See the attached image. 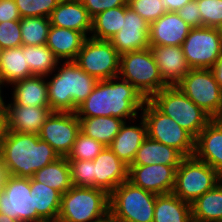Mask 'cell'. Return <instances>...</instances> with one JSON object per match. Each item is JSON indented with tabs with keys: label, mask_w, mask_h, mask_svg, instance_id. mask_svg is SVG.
Masks as SVG:
<instances>
[{
	"label": "cell",
	"mask_w": 222,
	"mask_h": 222,
	"mask_svg": "<svg viewBox=\"0 0 222 222\" xmlns=\"http://www.w3.org/2000/svg\"><path fill=\"white\" fill-rule=\"evenodd\" d=\"M193 222H222V180L191 204Z\"/></svg>",
	"instance_id": "4dcf8cb0"
},
{
	"label": "cell",
	"mask_w": 222,
	"mask_h": 222,
	"mask_svg": "<svg viewBox=\"0 0 222 222\" xmlns=\"http://www.w3.org/2000/svg\"><path fill=\"white\" fill-rule=\"evenodd\" d=\"M149 28L150 23L126 5L122 28L110 42L119 54L148 48Z\"/></svg>",
	"instance_id": "2e32d148"
},
{
	"label": "cell",
	"mask_w": 222,
	"mask_h": 222,
	"mask_svg": "<svg viewBox=\"0 0 222 222\" xmlns=\"http://www.w3.org/2000/svg\"><path fill=\"white\" fill-rule=\"evenodd\" d=\"M159 74L167 86H176L191 70L182 46H150Z\"/></svg>",
	"instance_id": "ffe728a7"
},
{
	"label": "cell",
	"mask_w": 222,
	"mask_h": 222,
	"mask_svg": "<svg viewBox=\"0 0 222 222\" xmlns=\"http://www.w3.org/2000/svg\"><path fill=\"white\" fill-rule=\"evenodd\" d=\"M10 86L12 88L8 87L7 91L11 90L10 95L12 96L8 100H11L13 104L49 107L46 76L33 75L29 78L15 81Z\"/></svg>",
	"instance_id": "cb8c5ba5"
},
{
	"label": "cell",
	"mask_w": 222,
	"mask_h": 222,
	"mask_svg": "<svg viewBox=\"0 0 222 222\" xmlns=\"http://www.w3.org/2000/svg\"><path fill=\"white\" fill-rule=\"evenodd\" d=\"M125 6L110 8L92 18L91 38L110 41L121 30Z\"/></svg>",
	"instance_id": "d6a6232c"
},
{
	"label": "cell",
	"mask_w": 222,
	"mask_h": 222,
	"mask_svg": "<svg viewBox=\"0 0 222 222\" xmlns=\"http://www.w3.org/2000/svg\"><path fill=\"white\" fill-rule=\"evenodd\" d=\"M21 18H49L60 0H14Z\"/></svg>",
	"instance_id": "8d00e7d4"
},
{
	"label": "cell",
	"mask_w": 222,
	"mask_h": 222,
	"mask_svg": "<svg viewBox=\"0 0 222 222\" xmlns=\"http://www.w3.org/2000/svg\"><path fill=\"white\" fill-rule=\"evenodd\" d=\"M182 49L191 69H211L222 52L218 29L206 26L191 28Z\"/></svg>",
	"instance_id": "7c38bea8"
},
{
	"label": "cell",
	"mask_w": 222,
	"mask_h": 222,
	"mask_svg": "<svg viewBox=\"0 0 222 222\" xmlns=\"http://www.w3.org/2000/svg\"><path fill=\"white\" fill-rule=\"evenodd\" d=\"M73 186L95 188L93 160H68Z\"/></svg>",
	"instance_id": "74e56055"
},
{
	"label": "cell",
	"mask_w": 222,
	"mask_h": 222,
	"mask_svg": "<svg viewBox=\"0 0 222 222\" xmlns=\"http://www.w3.org/2000/svg\"><path fill=\"white\" fill-rule=\"evenodd\" d=\"M8 176L9 175H8L7 169H6V167L3 163V160L0 156V191L3 189Z\"/></svg>",
	"instance_id": "c3c4849f"
},
{
	"label": "cell",
	"mask_w": 222,
	"mask_h": 222,
	"mask_svg": "<svg viewBox=\"0 0 222 222\" xmlns=\"http://www.w3.org/2000/svg\"><path fill=\"white\" fill-rule=\"evenodd\" d=\"M79 132L80 122L75 112L52 111L41 128L39 138L51 145L60 157H67Z\"/></svg>",
	"instance_id": "5bb4252c"
},
{
	"label": "cell",
	"mask_w": 222,
	"mask_h": 222,
	"mask_svg": "<svg viewBox=\"0 0 222 222\" xmlns=\"http://www.w3.org/2000/svg\"><path fill=\"white\" fill-rule=\"evenodd\" d=\"M191 28L177 12H166L150 23L149 45L182 46Z\"/></svg>",
	"instance_id": "d6986e66"
},
{
	"label": "cell",
	"mask_w": 222,
	"mask_h": 222,
	"mask_svg": "<svg viewBox=\"0 0 222 222\" xmlns=\"http://www.w3.org/2000/svg\"><path fill=\"white\" fill-rule=\"evenodd\" d=\"M32 75L48 76L60 63L47 45H22Z\"/></svg>",
	"instance_id": "836d02e7"
},
{
	"label": "cell",
	"mask_w": 222,
	"mask_h": 222,
	"mask_svg": "<svg viewBox=\"0 0 222 222\" xmlns=\"http://www.w3.org/2000/svg\"><path fill=\"white\" fill-rule=\"evenodd\" d=\"M162 113L176 121L194 139L212 118L177 86H167L149 99Z\"/></svg>",
	"instance_id": "5b68a950"
},
{
	"label": "cell",
	"mask_w": 222,
	"mask_h": 222,
	"mask_svg": "<svg viewBox=\"0 0 222 222\" xmlns=\"http://www.w3.org/2000/svg\"><path fill=\"white\" fill-rule=\"evenodd\" d=\"M46 79L49 107L58 112H75L98 82L74 61H60Z\"/></svg>",
	"instance_id": "3957f363"
},
{
	"label": "cell",
	"mask_w": 222,
	"mask_h": 222,
	"mask_svg": "<svg viewBox=\"0 0 222 222\" xmlns=\"http://www.w3.org/2000/svg\"><path fill=\"white\" fill-rule=\"evenodd\" d=\"M0 222H19V221H16L13 218H10L9 216H6L5 214L0 213Z\"/></svg>",
	"instance_id": "681fc988"
},
{
	"label": "cell",
	"mask_w": 222,
	"mask_h": 222,
	"mask_svg": "<svg viewBox=\"0 0 222 222\" xmlns=\"http://www.w3.org/2000/svg\"><path fill=\"white\" fill-rule=\"evenodd\" d=\"M177 14L192 28L202 26L201 14L196 0L185 4L177 11Z\"/></svg>",
	"instance_id": "7bdbcfd3"
},
{
	"label": "cell",
	"mask_w": 222,
	"mask_h": 222,
	"mask_svg": "<svg viewBox=\"0 0 222 222\" xmlns=\"http://www.w3.org/2000/svg\"><path fill=\"white\" fill-rule=\"evenodd\" d=\"M153 222H193L191 204L173 193L157 195Z\"/></svg>",
	"instance_id": "f546056e"
},
{
	"label": "cell",
	"mask_w": 222,
	"mask_h": 222,
	"mask_svg": "<svg viewBox=\"0 0 222 222\" xmlns=\"http://www.w3.org/2000/svg\"><path fill=\"white\" fill-rule=\"evenodd\" d=\"M80 131L88 137L109 147L120 132L124 120L113 116L78 117Z\"/></svg>",
	"instance_id": "83f0119b"
},
{
	"label": "cell",
	"mask_w": 222,
	"mask_h": 222,
	"mask_svg": "<svg viewBox=\"0 0 222 222\" xmlns=\"http://www.w3.org/2000/svg\"><path fill=\"white\" fill-rule=\"evenodd\" d=\"M176 86L212 119L222 118V88L210 69H191Z\"/></svg>",
	"instance_id": "30bf717a"
},
{
	"label": "cell",
	"mask_w": 222,
	"mask_h": 222,
	"mask_svg": "<svg viewBox=\"0 0 222 222\" xmlns=\"http://www.w3.org/2000/svg\"><path fill=\"white\" fill-rule=\"evenodd\" d=\"M160 2L161 0H128V6L148 23H152L167 12Z\"/></svg>",
	"instance_id": "ab89813d"
},
{
	"label": "cell",
	"mask_w": 222,
	"mask_h": 222,
	"mask_svg": "<svg viewBox=\"0 0 222 222\" xmlns=\"http://www.w3.org/2000/svg\"><path fill=\"white\" fill-rule=\"evenodd\" d=\"M129 166L121 161L109 147H105L93 160L95 188L110 194L121 183L128 180Z\"/></svg>",
	"instance_id": "ac0fdd59"
},
{
	"label": "cell",
	"mask_w": 222,
	"mask_h": 222,
	"mask_svg": "<svg viewBox=\"0 0 222 222\" xmlns=\"http://www.w3.org/2000/svg\"><path fill=\"white\" fill-rule=\"evenodd\" d=\"M7 132L6 117L3 108L0 109V151Z\"/></svg>",
	"instance_id": "7dc6e473"
},
{
	"label": "cell",
	"mask_w": 222,
	"mask_h": 222,
	"mask_svg": "<svg viewBox=\"0 0 222 222\" xmlns=\"http://www.w3.org/2000/svg\"><path fill=\"white\" fill-rule=\"evenodd\" d=\"M0 45L3 50L23 45L20 21L0 23Z\"/></svg>",
	"instance_id": "60d3db41"
},
{
	"label": "cell",
	"mask_w": 222,
	"mask_h": 222,
	"mask_svg": "<svg viewBox=\"0 0 222 222\" xmlns=\"http://www.w3.org/2000/svg\"><path fill=\"white\" fill-rule=\"evenodd\" d=\"M214 75L215 80L218 82L222 88V52L218 60L214 63L210 69Z\"/></svg>",
	"instance_id": "bcb514c9"
},
{
	"label": "cell",
	"mask_w": 222,
	"mask_h": 222,
	"mask_svg": "<svg viewBox=\"0 0 222 222\" xmlns=\"http://www.w3.org/2000/svg\"><path fill=\"white\" fill-rule=\"evenodd\" d=\"M99 222H120L118 220H115L114 218H112L110 215L107 216L105 219L99 221Z\"/></svg>",
	"instance_id": "816d5d0a"
},
{
	"label": "cell",
	"mask_w": 222,
	"mask_h": 222,
	"mask_svg": "<svg viewBox=\"0 0 222 222\" xmlns=\"http://www.w3.org/2000/svg\"><path fill=\"white\" fill-rule=\"evenodd\" d=\"M2 52H3V48H2L1 45H0V57H1V55H2Z\"/></svg>",
	"instance_id": "db71d44e"
},
{
	"label": "cell",
	"mask_w": 222,
	"mask_h": 222,
	"mask_svg": "<svg viewBox=\"0 0 222 222\" xmlns=\"http://www.w3.org/2000/svg\"><path fill=\"white\" fill-rule=\"evenodd\" d=\"M221 180L222 176L206 162L198 160L195 156L185 157L176 169L172 193L192 204Z\"/></svg>",
	"instance_id": "ba28073f"
},
{
	"label": "cell",
	"mask_w": 222,
	"mask_h": 222,
	"mask_svg": "<svg viewBox=\"0 0 222 222\" xmlns=\"http://www.w3.org/2000/svg\"><path fill=\"white\" fill-rule=\"evenodd\" d=\"M146 137L147 126L140 115L136 119L124 122L109 148L121 161L130 166Z\"/></svg>",
	"instance_id": "7402d4cb"
},
{
	"label": "cell",
	"mask_w": 222,
	"mask_h": 222,
	"mask_svg": "<svg viewBox=\"0 0 222 222\" xmlns=\"http://www.w3.org/2000/svg\"><path fill=\"white\" fill-rule=\"evenodd\" d=\"M30 189L36 209V222H57L62 194L33 178H30Z\"/></svg>",
	"instance_id": "4316f807"
},
{
	"label": "cell",
	"mask_w": 222,
	"mask_h": 222,
	"mask_svg": "<svg viewBox=\"0 0 222 222\" xmlns=\"http://www.w3.org/2000/svg\"><path fill=\"white\" fill-rule=\"evenodd\" d=\"M156 196L124 181L109 194V215L120 222H153Z\"/></svg>",
	"instance_id": "8992f818"
},
{
	"label": "cell",
	"mask_w": 222,
	"mask_h": 222,
	"mask_svg": "<svg viewBox=\"0 0 222 222\" xmlns=\"http://www.w3.org/2000/svg\"><path fill=\"white\" fill-rule=\"evenodd\" d=\"M193 0H161V4L166 9L167 12H177L180 8H182L188 2Z\"/></svg>",
	"instance_id": "f6af8a7d"
},
{
	"label": "cell",
	"mask_w": 222,
	"mask_h": 222,
	"mask_svg": "<svg viewBox=\"0 0 222 222\" xmlns=\"http://www.w3.org/2000/svg\"><path fill=\"white\" fill-rule=\"evenodd\" d=\"M218 32H219V36H220V43H221V48H222V26L218 27Z\"/></svg>",
	"instance_id": "f5cc1de1"
},
{
	"label": "cell",
	"mask_w": 222,
	"mask_h": 222,
	"mask_svg": "<svg viewBox=\"0 0 222 222\" xmlns=\"http://www.w3.org/2000/svg\"><path fill=\"white\" fill-rule=\"evenodd\" d=\"M184 158L185 156L177 149L147 136L137 150L131 165L163 164L177 169Z\"/></svg>",
	"instance_id": "484cf974"
},
{
	"label": "cell",
	"mask_w": 222,
	"mask_h": 222,
	"mask_svg": "<svg viewBox=\"0 0 222 222\" xmlns=\"http://www.w3.org/2000/svg\"><path fill=\"white\" fill-rule=\"evenodd\" d=\"M74 62L98 81L118 77L120 71V54L107 40L87 37Z\"/></svg>",
	"instance_id": "8fae6325"
},
{
	"label": "cell",
	"mask_w": 222,
	"mask_h": 222,
	"mask_svg": "<svg viewBox=\"0 0 222 222\" xmlns=\"http://www.w3.org/2000/svg\"><path fill=\"white\" fill-rule=\"evenodd\" d=\"M26 61L22 46L3 50L0 57V79L5 90L15 81L33 76Z\"/></svg>",
	"instance_id": "f1b7e54d"
},
{
	"label": "cell",
	"mask_w": 222,
	"mask_h": 222,
	"mask_svg": "<svg viewBox=\"0 0 222 222\" xmlns=\"http://www.w3.org/2000/svg\"><path fill=\"white\" fill-rule=\"evenodd\" d=\"M21 16L14 0H0V23L20 21Z\"/></svg>",
	"instance_id": "ee69618b"
},
{
	"label": "cell",
	"mask_w": 222,
	"mask_h": 222,
	"mask_svg": "<svg viewBox=\"0 0 222 222\" xmlns=\"http://www.w3.org/2000/svg\"><path fill=\"white\" fill-rule=\"evenodd\" d=\"M146 100L132 84L118 76L99 80L75 114L77 117L113 116L126 122L140 117Z\"/></svg>",
	"instance_id": "6da1fadb"
},
{
	"label": "cell",
	"mask_w": 222,
	"mask_h": 222,
	"mask_svg": "<svg viewBox=\"0 0 222 222\" xmlns=\"http://www.w3.org/2000/svg\"><path fill=\"white\" fill-rule=\"evenodd\" d=\"M4 87L5 86L2 84L1 79H0V102L1 103H3V100L5 98H7V96L5 97V95H4Z\"/></svg>",
	"instance_id": "f907efd6"
},
{
	"label": "cell",
	"mask_w": 222,
	"mask_h": 222,
	"mask_svg": "<svg viewBox=\"0 0 222 222\" xmlns=\"http://www.w3.org/2000/svg\"><path fill=\"white\" fill-rule=\"evenodd\" d=\"M32 178L49 188L59 191L62 195L73 186L67 157H60L44 166L35 172Z\"/></svg>",
	"instance_id": "1f68e13d"
},
{
	"label": "cell",
	"mask_w": 222,
	"mask_h": 222,
	"mask_svg": "<svg viewBox=\"0 0 222 222\" xmlns=\"http://www.w3.org/2000/svg\"><path fill=\"white\" fill-rule=\"evenodd\" d=\"M105 148L103 144L86 136L81 131L77 134L68 160H94Z\"/></svg>",
	"instance_id": "d590c367"
},
{
	"label": "cell",
	"mask_w": 222,
	"mask_h": 222,
	"mask_svg": "<svg viewBox=\"0 0 222 222\" xmlns=\"http://www.w3.org/2000/svg\"><path fill=\"white\" fill-rule=\"evenodd\" d=\"M194 156L222 176V118L212 119L199 133Z\"/></svg>",
	"instance_id": "44dd1931"
},
{
	"label": "cell",
	"mask_w": 222,
	"mask_h": 222,
	"mask_svg": "<svg viewBox=\"0 0 222 222\" xmlns=\"http://www.w3.org/2000/svg\"><path fill=\"white\" fill-rule=\"evenodd\" d=\"M91 18L110 8L128 5V0H80Z\"/></svg>",
	"instance_id": "b9f144b4"
},
{
	"label": "cell",
	"mask_w": 222,
	"mask_h": 222,
	"mask_svg": "<svg viewBox=\"0 0 222 222\" xmlns=\"http://www.w3.org/2000/svg\"><path fill=\"white\" fill-rule=\"evenodd\" d=\"M0 213L19 222H36L30 178L9 175L0 191Z\"/></svg>",
	"instance_id": "4fadbf2b"
},
{
	"label": "cell",
	"mask_w": 222,
	"mask_h": 222,
	"mask_svg": "<svg viewBox=\"0 0 222 222\" xmlns=\"http://www.w3.org/2000/svg\"><path fill=\"white\" fill-rule=\"evenodd\" d=\"M118 76L132 84L146 99L167 87L159 74L150 47L120 54Z\"/></svg>",
	"instance_id": "52a82bcc"
},
{
	"label": "cell",
	"mask_w": 222,
	"mask_h": 222,
	"mask_svg": "<svg viewBox=\"0 0 222 222\" xmlns=\"http://www.w3.org/2000/svg\"><path fill=\"white\" fill-rule=\"evenodd\" d=\"M0 156L8 175L32 178L34 173L60 158L39 135L7 131Z\"/></svg>",
	"instance_id": "7a4b0ae2"
},
{
	"label": "cell",
	"mask_w": 222,
	"mask_h": 222,
	"mask_svg": "<svg viewBox=\"0 0 222 222\" xmlns=\"http://www.w3.org/2000/svg\"><path fill=\"white\" fill-rule=\"evenodd\" d=\"M23 45H46L49 28V18L25 17L20 20Z\"/></svg>",
	"instance_id": "e575fe53"
},
{
	"label": "cell",
	"mask_w": 222,
	"mask_h": 222,
	"mask_svg": "<svg viewBox=\"0 0 222 222\" xmlns=\"http://www.w3.org/2000/svg\"><path fill=\"white\" fill-rule=\"evenodd\" d=\"M199 6L202 26H222V0H196Z\"/></svg>",
	"instance_id": "f35d334b"
},
{
	"label": "cell",
	"mask_w": 222,
	"mask_h": 222,
	"mask_svg": "<svg viewBox=\"0 0 222 222\" xmlns=\"http://www.w3.org/2000/svg\"><path fill=\"white\" fill-rule=\"evenodd\" d=\"M6 98L2 108L6 117L7 131L39 135L52 110L50 107L20 106Z\"/></svg>",
	"instance_id": "e0dca14e"
},
{
	"label": "cell",
	"mask_w": 222,
	"mask_h": 222,
	"mask_svg": "<svg viewBox=\"0 0 222 222\" xmlns=\"http://www.w3.org/2000/svg\"><path fill=\"white\" fill-rule=\"evenodd\" d=\"M86 38L82 32L50 26L46 45L59 61H74Z\"/></svg>",
	"instance_id": "d4e9b609"
},
{
	"label": "cell",
	"mask_w": 222,
	"mask_h": 222,
	"mask_svg": "<svg viewBox=\"0 0 222 222\" xmlns=\"http://www.w3.org/2000/svg\"><path fill=\"white\" fill-rule=\"evenodd\" d=\"M109 203L102 189L72 186L61 196L57 222H99L109 216Z\"/></svg>",
	"instance_id": "277c9868"
},
{
	"label": "cell",
	"mask_w": 222,
	"mask_h": 222,
	"mask_svg": "<svg viewBox=\"0 0 222 222\" xmlns=\"http://www.w3.org/2000/svg\"><path fill=\"white\" fill-rule=\"evenodd\" d=\"M141 117L146 123L149 138L177 149L185 157L194 156L195 139L149 99L141 110Z\"/></svg>",
	"instance_id": "9c48e42d"
},
{
	"label": "cell",
	"mask_w": 222,
	"mask_h": 222,
	"mask_svg": "<svg viewBox=\"0 0 222 222\" xmlns=\"http://www.w3.org/2000/svg\"><path fill=\"white\" fill-rule=\"evenodd\" d=\"M49 20L51 26L82 32L86 37L92 30V18L80 0H60Z\"/></svg>",
	"instance_id": "603a6c76"
},
{
	"label": "cell",
	"mask_w": 222,
	"mask_h": 222,
	"mask_svg": "<svg viewBox=\"0 0 222 222\" xmlns=\"http://www.w3.org/2000/svg\"><path fill=\"white\" fill-rule=\"evenodd\" d=\"M176 169L163 164L130 165L128 181L156 195L172 193Z\"/></svg>",
	"instance_id": "9a60e30c"
}]
</instances>
